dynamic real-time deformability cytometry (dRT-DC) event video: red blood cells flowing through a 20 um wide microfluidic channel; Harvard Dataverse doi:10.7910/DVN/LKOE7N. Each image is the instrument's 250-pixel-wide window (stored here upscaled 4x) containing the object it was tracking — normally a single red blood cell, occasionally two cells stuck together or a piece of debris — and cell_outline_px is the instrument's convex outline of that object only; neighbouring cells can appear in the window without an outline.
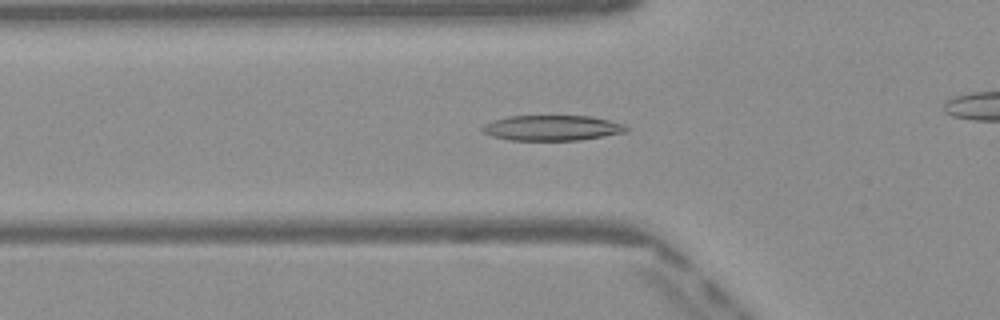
{"species": "Egyptian fruit bat (a non-hibernating species)", "species_latin": "Rousettus aegyptiacus", "temperature_condition": "warm", "stored_images_in_passage": 43, "camera_frame_rate_fps": 3000, "um_per_image_px": 0.085, "frame": {"image": 1, "passage_image": 17, "time_ms": 5.333, "image_size_px": [1000, 320], "cell_outline_px": [[628, 128], [624, 132], [604, 136], [580, 140], [508, 140], [492, 136], [480, 132], [480, 128], [484, 124], [492, 120], [508, 116], [592, 116], [624, 124]], "centroid_in_image_um": [46.86, 10.87], "position_along_channel_um": 78.9, "area_um2": 21.33}}
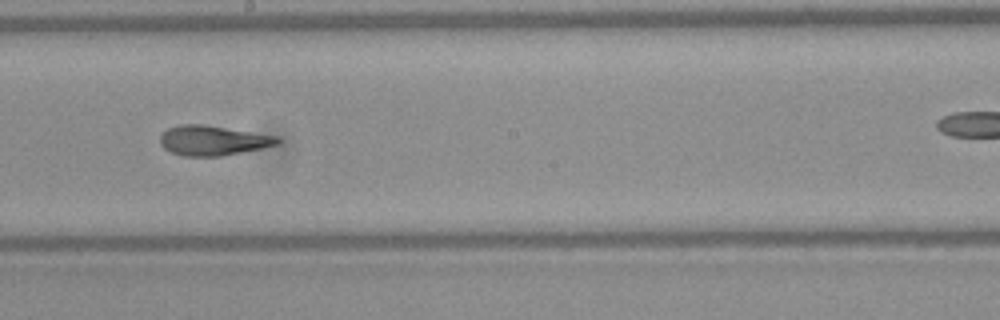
{"frame": {"image": 2, "passage_image": 28, "time_ms": 9.0, "image_size_px": [1000, 320], "cell_outline_px": [[280, 140], [276, 144], [264, 148], [220, 156], [184, 156], [172, 152], [164, 148], [160, 144], [160, 136], [168, 128], [180, 124], [204, 124], [276, 136]], "centroid_in_image_um": [18.07, 11.94], "position_along_channel_um": 230.1, "area_um2": 20.23}}
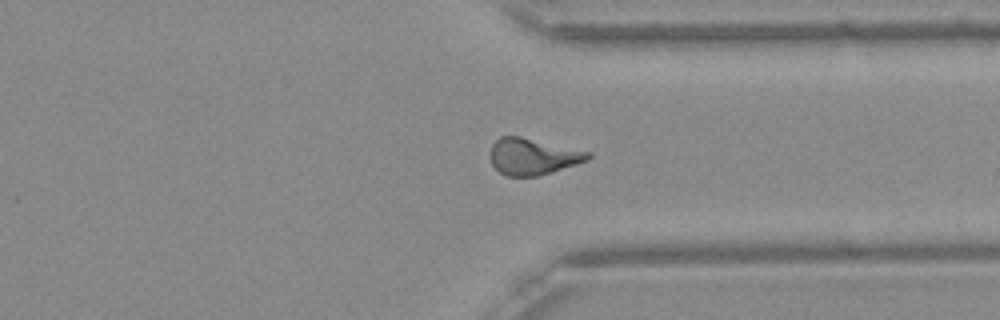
{"frame": {"image": 3, "passage_image": 38, "time_ms": 12.333, "image_size_px": [1000, 320], "cell_outline_px": [[592, 156], [588, 160], [552, 172], [536, 176], [508, 176], [500, 172], [492, 164], [492, 144], [500, 136], [520, 136], [592, 152]], "centroid_in_image_um": [45.33, 13.29], "position_along_channel_um": 366.1, "area_um2": 20.58}, "authors_computed_cell_mechanics": {"area_um2": 20.519, "velocity_mm_per_s": 4.0905, "shape_relaxation_time_tau1_ms": 10.1078, "shape_relaxation_time_tau2_ms": 2.2547, "deformation_change_tau1": 0.3006, "deformation_change_tau2": 0.1172}}